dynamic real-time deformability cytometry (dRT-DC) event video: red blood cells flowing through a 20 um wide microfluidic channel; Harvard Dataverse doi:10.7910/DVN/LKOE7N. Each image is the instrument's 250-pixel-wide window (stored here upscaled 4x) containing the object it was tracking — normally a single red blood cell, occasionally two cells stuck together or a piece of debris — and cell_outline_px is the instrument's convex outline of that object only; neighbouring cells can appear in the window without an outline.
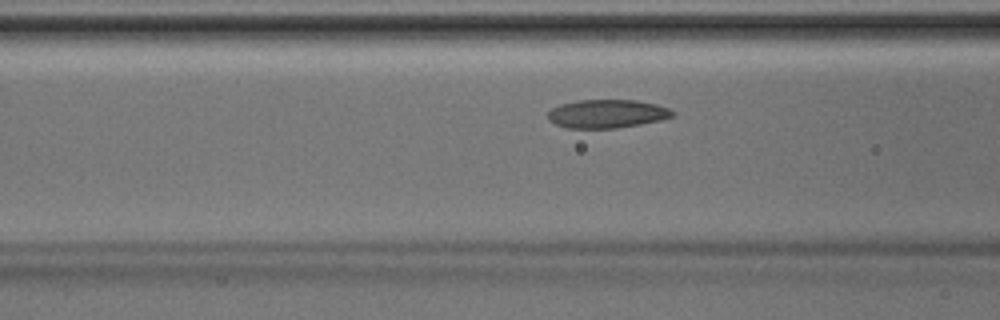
{"species": "Egyptian fruit bat (a non-hibernating species)", "species_latin": "Rousettus aegyptiacus", "temperature_condition": "room temperature", "stored_images_in_passage": 39, "camera_frame_rate_fps": 3000, "um_per_image_px": 0.085, "animal": {"sex": "male"}, "frame": {"image": 1, "passage_image": 11, "time_ms": 3.333, "image_size_px": [1000, 320], "cell_outline_px": [[676, 112], [672, 116], [660, 120], [640, 124], [616, 128], [568, 128], [556, 124], [548, 120], [548, 112], [552, 108], [560, 104], [580, 100], [636, 100], [656, 104], [668, 108]], "centroid_in_image_um": [51.59, 9.67], "position_along_channel_um": 115.0, "area_um2": 20.58}}
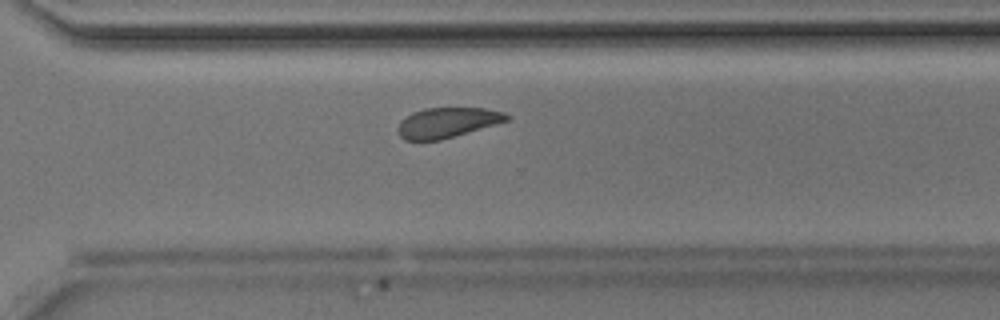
{"frame": {"image": 2, "passage_image": 26, "time_ms": 8.333, "image_size_px": [1000, 320], "cell_outline_px": [[508, 120], [496, 124], [440, 140], [404, 140], [400, 136], [400, 120], [404, 116], [412, 112], [424, 108], [484, 108], [504, 112], [508, 116]], "centroid_in_image_um": [38.0, 10.41], "position_along_channel_um": 332.6, "area_um2": 18.84}}
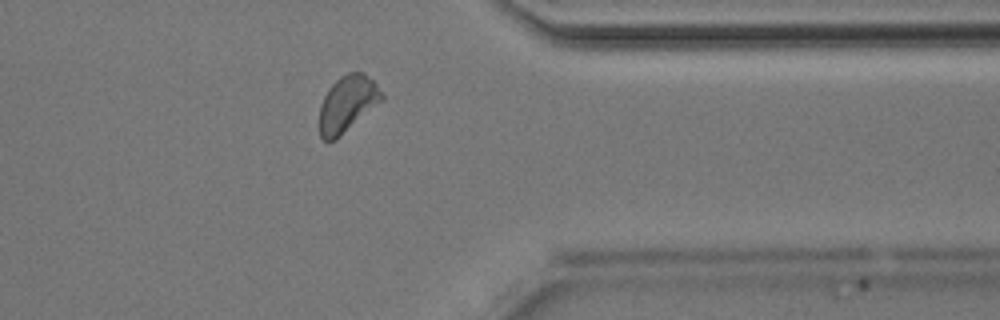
{"frame": {"image": 3, "passage_image": 30, "time_ms": 9.667, "image_size_px": [1000, 320], "cell_outline_px": [[384, 100], [336, 140], [328, 144], [320, 136], [320, 104], [328, 88], [340, 76], [348, 72], [364, 72], [376, 84], [384, 96]], "centroid_in_image_um": [29.53, 8.85], "position_along_channel_um": 381.9, "area_um2": 20.69}}